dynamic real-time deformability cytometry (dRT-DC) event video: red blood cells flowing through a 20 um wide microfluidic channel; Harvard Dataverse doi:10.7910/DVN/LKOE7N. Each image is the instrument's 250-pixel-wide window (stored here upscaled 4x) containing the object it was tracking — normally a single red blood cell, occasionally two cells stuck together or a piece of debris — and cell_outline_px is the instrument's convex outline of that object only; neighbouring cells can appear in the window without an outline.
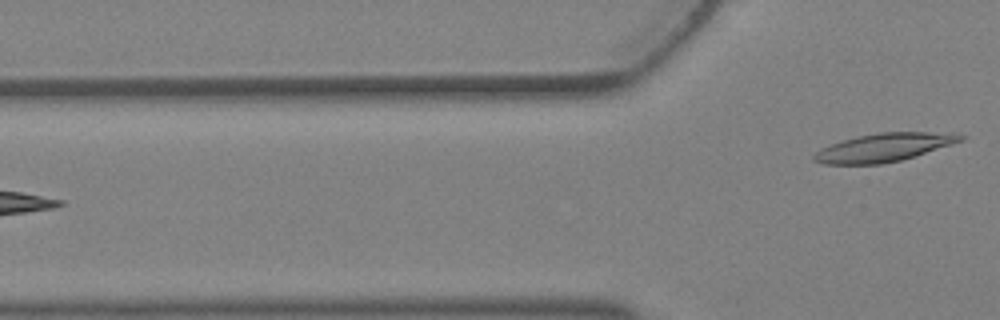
{"species": "Egyptian fruit bat (a non-hibernating species)", "species_latin": "Rousettus aegyptiacus", "temperature_condition": "warm", "stored_images_in_passage": 3, "camera_frame_rate_fps": 3000, "um_per_image_px": 0.085, "animal": {"sex": "female"}, "frame": {"image": 1, "passage_image": 3, "time_ms": 0.667, "image_size_px": [1000, 320], "cell_outline_px": [[968, 136], [964, 140], [952, 144], [900, 160], [880, 164], [824, 164], [812, 160], [812, 156], [820, 148], [856, 136], [876, 132], [952, 132]], "centroid_in_image_um": [75.15, 12.52], "position_along_channel_um": 50.6, "area_um2": 24.16}}